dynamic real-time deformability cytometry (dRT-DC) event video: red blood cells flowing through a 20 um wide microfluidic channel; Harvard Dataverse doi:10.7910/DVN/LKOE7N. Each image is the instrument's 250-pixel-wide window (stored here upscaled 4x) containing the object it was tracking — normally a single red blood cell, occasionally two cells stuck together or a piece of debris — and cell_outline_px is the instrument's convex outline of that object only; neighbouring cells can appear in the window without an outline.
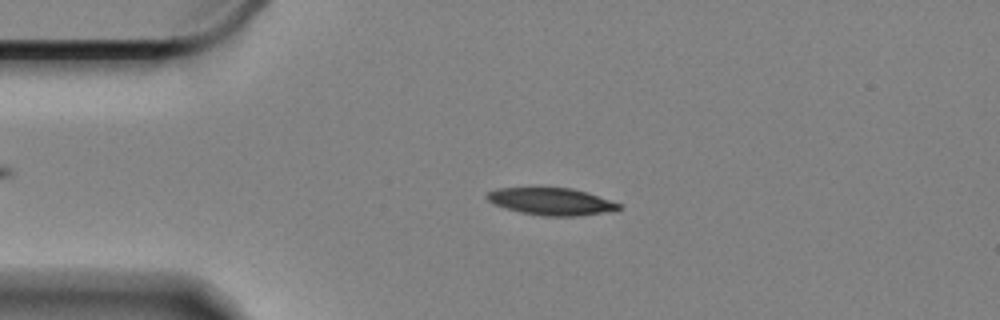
{"species": "Egyptian fruit bat (a non-hibernating species)", "species_latin": "Rousettus aegyptiacus", "temperature_condition": "cold", "stored_images_in_passage": 59, "camera_frame_rate_fps": 3000, "um_per_image_px": 0.085, "animal": {"sex": "female"}, "frame": {"image": 1, "passage_image": 12, "time_ms": 3.667, "image_size_px": [1000, 320], "cell_outline_px": [[620, 208], [604, 212], [576, 216], [544, 216], [520, 212], [504, 208], [492, 204], [484, 196], [488, 192], [496, 188], [572, 188], [588, 192], [620, 204]], "centroid_in_image_um": [46.79, 17.12], "position_along_channel_um": 38.2, "area_um2": 20.75}}
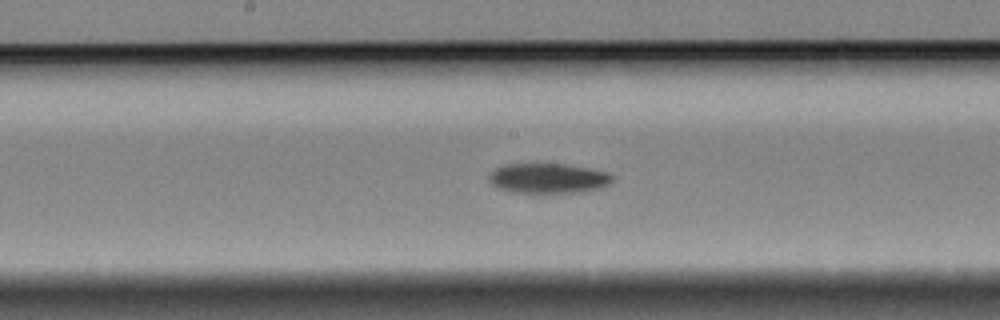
{"frame": {"image": 2, "passage_image": 29, "time_ms": 9.333, "image_size_px": [1000, 320], "cell_outline_px": [[612, 180], [608, 184], [600, 188], [580, 192], [548, 196], [512, 192], [496, 188], [488, 180], [488, 176], [496, 168], [504, 164], [564, 164], [588, 168], [608, 172], [612, 176]], "centroid_in_image_um": [46.56, 15.21], "position_along_channel_um": 201.6, "area_um2": 22.37}}
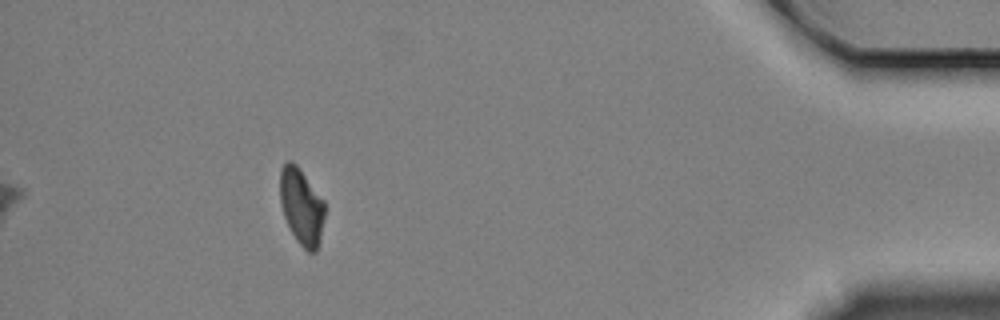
{"frame": {"image": 3, "passage_image": 53, "time_ms": 17.333, "image_size_px": [1000, 320], "cell_outline_px": [[324, 216], [320, 240], [316, 252], [308, 252], [296, 240], [284, 216], [280, 204], [280, 168], [288, 160], [292, 160], [300, 168], [324, 200]], "centroid_in_image_um": [25.62, 17.52], "position_along_channel_um": 409.6, "area_um2": 19.94}, "authors_computed_cell_mechanics": {"area_um2": 21.2704, "velocity_mm_per_s": 3.3196, "shape_relaxation_time_tau1_ms": 4.4235, "shape_relaxation_time_tau2_ms": null, "deformation_change_tau1": 0.1147, "deformation_change_tau2": null}}